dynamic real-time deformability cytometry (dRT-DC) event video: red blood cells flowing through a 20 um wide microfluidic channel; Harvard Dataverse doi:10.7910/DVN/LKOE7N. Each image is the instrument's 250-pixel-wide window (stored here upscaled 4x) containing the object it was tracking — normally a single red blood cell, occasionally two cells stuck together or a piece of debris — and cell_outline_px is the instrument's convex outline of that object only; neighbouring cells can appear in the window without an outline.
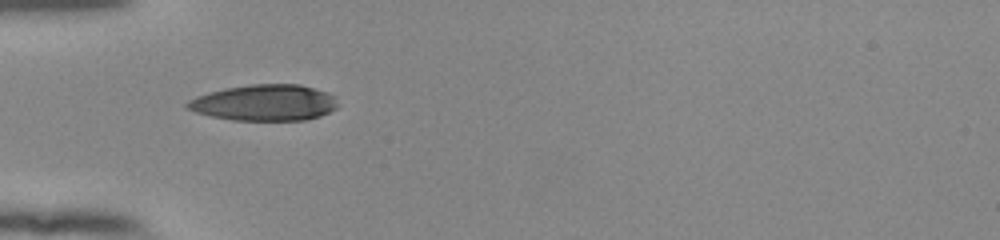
{"species": "human", "species_latin": "Homo sapiens", "temperature_condition": "room temperature", "stored_images_in_passage": 36, "camera_frame_rate_fps": 3000, "um_per_image_px": 0.085, "donor": {"sex": "female"}, "frame": {"image": 1, "passage_image": 1, "time_ms": 0.0, "image_size_px": [1000, 240], "cell_outline_px": [[336, 108], [320, 116], [304, 120], [232, 120], [212, 116], [196, 112], [184, 108], [184, 104], [188, 100], [196, 96], [208, 92], [224, 88], [252, 84], [300, 84], [328, 92], [336, 96]], "centroid_in_image_um": [22.45, 8.72], "position_along_channel_um": 62.5, "area_um2": 31.85}}
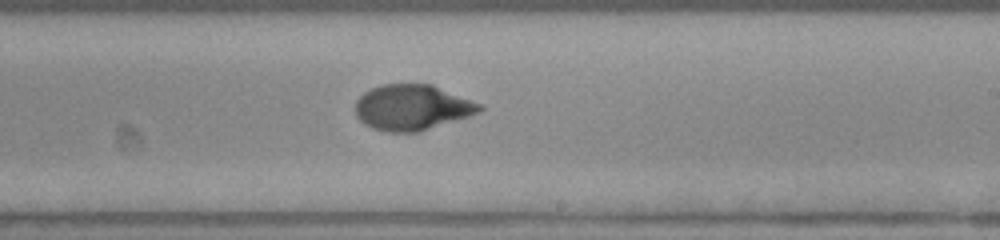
{"frame": {"image": 2, "passage_image": 16, "time_ms": 5.0, "image_size_px": [1000, 240], "cell_outline_px": [[484, 108], [480, 112], [420, 132], [388, 132], [372, 128], [364, 124], [356, 116], [356, 100], [364, 92], [380, 84], [432, 84], [484, 104]], "centroid_in_image_um": [35.05, 9.13], "position_along_channel_um": 253.9, "area_um2": 33.23}}
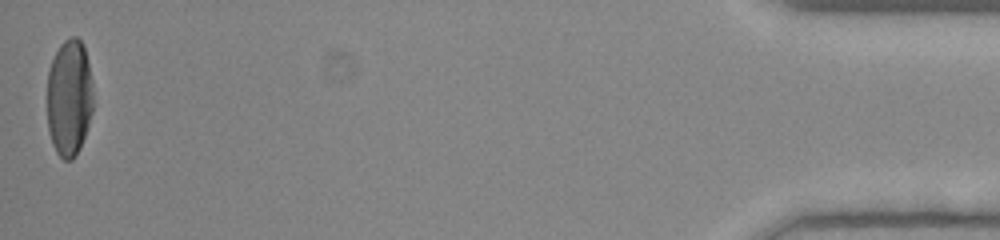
{"frame": {"image": 3, "passage_image": 36, "time_ms": 11.667, "image_size_px": [1000, 240], "cell_outline_px": [[92, 112], [80, 148], [72, 160], [64, 160], [56, 152], [52, 144], [48, 128], [48, 72], [52, 60], [60, 44], [64, 40], [72, 36], [76, 36], [84, 44], [92, 80]], "centroid_in_image_um": [5.89, 8.29], "position_along_channel_um": 429.3, "area_um2": 31.39}, "authors_computed_cell_mechanics": {"area_um2": 32.8304, "velocity_mm_per_s": 3.9125, "shape_relaxation_time_tau1_ms": 4.7442, "shape_relaxation_time_tau2_ms": 0.9803, "deformation_change_tau1": 0.2219, "deformation_change_tau2": 0.0453}}